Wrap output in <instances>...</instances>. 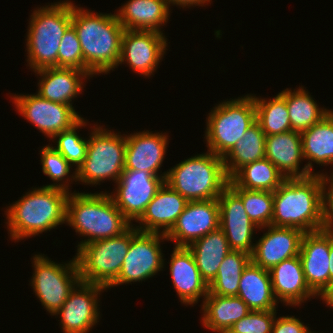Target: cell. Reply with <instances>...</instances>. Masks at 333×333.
Instances as JSON below:
<instances>
[{
    "label": "cell",
    "mask_w": 333,
    "mask_h": 333,
    "mask_svg": "<svg viewBox=\"0 0 333 333\" xmlns=\"http://www.w3.org/2000/svg\"><path fill=\"white\" fill-rule=\"evenodd\" d=\"M72 26L76 30L84 64L91 77L108 74L117 68L125 29L115 13H93L74 6L72 2Z\"/></svg>",
    "instance_id": "1"
},
{
    "label": "cell",
    "mask_w": 333,
    "mask_h": 333,
    "mask_svg": "<svg viewBox=\"0 0 333 333\" xmlns=\"http://www.w3.org/2000/svg\"><path fill=\"white\" fill-rule=\"evenodd\" d=\"M271 226L298 228L304 233L325 229L319 174L286 178L273 192Z\"/></svg>",
    "instance_id": "2"
},
{
    "label": "cell",
    "mask_w": 333,
    "mask_h": 333,
    "mask_svg": "<svg viewBox=\"0 0 333 333\" xmlns=\"http://www.w3.org/2000/svg\"><path fill=\"white\" fill-rule=\"evenodd\" d=\"M32 189L5 211L8 233L15 242L66 223V203L70 192L44 185Z\"/></svg>",
    "instance_id": "3"
},
{
    "label": "cell",
    "mask_w": 333,
    "mask_h": 333,
    "mask_svg": "<svg viewBox=\"0 0 333 333\" xmlns=\"http://www.w3.org/2000/svg\"><path fill=\"white\" fill-rule=\"evenodd\" d=\"M67 223L76 234L86 237L78 243V249L92 241L120 236L133 222L117 208L109 193L70 191L66 203Z\"/></svg>",
    "instance_id": "4"
},
{
    "label": "cell",
    "mask_w": 333,
    "mask_h": 333,
    "mask_svg": "<svg viewBox=\"0 0 333 333\" xmlns=\"http://www.w3.org/2000/svg\"><path fill=\"white\" fill-rule=\"evenodd\" d=\"M27 31V63L37 71L58 67V50L66 30L72 25V2L69 0L36 8Z\"/></svg>",
    "instance_id": "5"
},
{
    "label": "cell",
    "mask_w": 333,
    "mask_h": 333,
    "mask_svg": "<svg viewBox=\"0 0 333 333\" xmlns=\"http://www.w3.org/2000/svg\"><path fill=\"white\" fill-rule=\"evenodd\" d=\"M229 180L223 158L207 150L169 169L165 183L187 201H203L218 199Z\"/></svg>",
    "instance_id": "6"
},
{
    "label": "cell",
    "mask_w": 333,
    "mask_h": 333,
    "mask_svg": "<svg viewBox=\"0 0 333 333\" xmlns=\"http://www.w3.org/2000/svg\"><path fill=\"white\" fill-rule=\"evenodd\" d=\"M208 115L206 146L208 151L224 158L256 122L253 94L221 102Z\"/></svg>",
    "instance_id": "7"
},
{
    "label": "cell",
    "mask_w": 333,
    "mask_h": 333,
    "mask_svg": "<svg viewBox=\"0 0 333 333\" xmlns=\"http://www.w3.org/2000/svg\"><path fill=\"white\" fill-rule=\"evenodd\" d=\"M94 125L88 139L87 154L76 171V182L99 185L105 180L115 183L124 171L126 137ZM103 127V128H102Z\"/></svg>",
    "instance_id": "8"
},
{
    "label": "cell",
    "mask_w": 333,
    "mask_h": 333,
    "mask_svg": "<svg viewBox=\"0 0 333 333\" xmlns=\"http://www.w3.org/2000/svg\"><path fill=\"white\" fill-rule=\"evenodd\" d=\"M132 240V226L117 237L92 241L77 249L82 282L108 287L117 279Z\"/></svg>",
    "instance_id": "9"
},
{
    "label": "cell",
    "mask_w": 333,
    "mask_h": 333,
    "mask_svg": "<svg viewBox=\"0 0 333 333\" xmlns=\"http://www.w3.org/2000/svg\"><path fill=\"white\" fill-rule=\"evenodd\" d=\"M32 259L34 272L31 287L42 306L55 315L81 281L75 256L64 264L55 263L44 254H36Z\"/></svg>",
    "instance_id": "10"
},
{
    "label": "cell",
    "mask_w": 333,
    "mask_h": 333,
    "mask_svg": "<svg viewBox=\"0 0 333 333\" xmlns=\"http://www.w3.org/2000/svg\"><path fill=\"white\" fill-rule=\"evenodd\" d=\"M164 234L139 231L132 225V240L117 279L108 287L142 282L152 278L165 265L161 250Z\"/></svg>",
    "instance_id": "11"
},
{
    "label": "cell",
    "mask_w": 333,
    "mask_h": 333,
    "mask_svg": "<svg viewBox=\"0 0 333 333\" xmlns=\"http://www.w3.org/2000/svg\"><path fill=\"white\" fill-rule=\"evenodd\" d=\"M10 96L17 112L50 140L56 134L71 128L82 118L74 106L49 101L37 93Z\"/></svg>",
    "instance_id": "12"
},
{
    "label": "cell",
    "mask_w": 333,
    "mask_h": 333,
    "mask_svg": "<svg viewBox=\"0 0 333 333\" xmlns=\"http://www.w3.org/2000/svg\"><path fill=\"white\" fill-rule=\"evenodd\" d=\"M165 178L152 175L148 171L124 170L116 182L115 192L109 194L130 222L137 221L165 182Z\"/></svg>",
    "instance_id": "13"
},
{
    "label": "cell",
    "mask_w": 333,
    "mask_h": 333,
    "mask_svg": "<svg viewBox=\"0 0 333 333\" xmlns=\"http://www.w3.org/2000/svg\"><path fill=\"white\" fill-rule=\"evenodd\" d=\"M107 288L80 281L69 294L62 307L55 313L59 316L63 333H88L99 322L100 293ZM99 295V296H98Z\"/></svg>",
    "instance_id": "14"
},
{
    "label": "cell",
    "mask_w": 333,
    "mask_h": 333,
    "mask_svg": "<svg viewBox=\"0 0 333 333\" xmlns=\"http://www.w3.org/2000/svg\"><path fill=\"white\" fill-rule=\"evenodd\" d=\"M168 43L164 34L155 31L125 30L118 63H126L132 71L145 77L154 75Z\"/></svg>",
    "instance_id": "15"
},
{
    "label": "cell",
    "mask_w": 333,
    "mask_h": 333,
    "mask_svg": "<svg viewBox=\"0 0 333 333\" xmlns=\"http://www.w3.org/2000/svg\"><path fill=\"white\" fill-rule=\"evenodd\" d=\"M220 228L218 199L188 201L184 211L165 235L174 247H188L192 242Z\"/></svg>",
    "instance_id": "16"
},
{
    "label": "cell",
    "mask_w": 333,
    "mask_h": 333,
    "mask_svg": "<svg viewBox=\"0 0 333 333\" xmlns=\"http://www.w3.org/2000/svg\"><path fill=\"white\" fill-rule=\"evenodd\" d=\"M331 230L322 229L303 234L299 256L303 266L305 281L317 296L330 285L329 250Z\"/></svg>",
    "instance_id": "17"
},
{
    "label": "cell",
    "mask_w": 333,
    "mask_h": 333,
    "mask_svg": "<svg viewBox=\"0 0 333 333\" xmlns=\"http://www.w3.org/2000/svg\"><path fill=\"white\" fill-rule=\"evenodd\" d=\"M220 229L225 233L231 250L252 255L254 231L259 230L248 217L241 198L227 186L218 198Z\"/></svg>",
    "instance_id": "18"
},
{
    "label": "cell",
    "mask_w": 333,
    "mask_h": 333,
    "mask_svg": "<svg viewBox=\"0 0 333 333\" xmlns=\"http://www.w3.org/2000/svg\"><path fill=\"white\" fill-rule=\"evenodd\" d=\"M166 134L144 130L125 135L124 170L148 171L152 175L166 177L167 172L158 174L168 147L169 136Z\"/></svg>",
    "instance_id": "19"
},
{
    "label": "cell",
    "mask_w": 333,
    "mask_h": 333,
    "mask_svg": "<svg viewBox=\"0 0 333 333\" xmlns=\"http://www.w3.org/2000/svg\"><path fill=\"white\" fill-rule=\"evenodd\" d=\"M268 227V228H267ZM268 230L255 243L251 261L263 269L270 270L283 260L298 256L304 232L298 228L268 225L259 229Z\"/></svg>",
    "instance_id": "20"
},
{
    "label": "cell",
    "mask_w": 333,
    "mask_h": 333,
    "mask_svg": "<svg viewBox=\"0 0 333 333\" xmlns=\"http://www.w3.org/2000/svg\"><path fill=\"white\" fill-rule=\"evenodd\" d=\"M187 203L184 197L164 182L147 205L145 212L136 221H139V226L136 228L142 232L166 235L184 211Z\"/></svg>",
    "instance_id": "21"
},
{
    "label": "cell",
    "mask_w": 333,
    "mask_h": 333,
    "mask_svg": "<svg viewBox=\"0 0 333 333\" xmlns=\"http://www.w3.org/2000/svg\"><path fill=\"white\" fill-rule=\"evenodd\" d=\"M170 258V273L174 289L184 305L197 303L209 293V285L202 278L192 252L187 247H174Z\"/></svg>",
    "instance_id": "22"
},
{
    "label": "cell",
    "mask_w": 333,
    "mask_h": 333,
    "mask_svg": "<svg viewBox=\"0 0 333 333\" xmlns=\"http://www.w3.org/2000/svg\"><path fill=\"white\" fill-rule=\"evenodd\" d=\"M269 272L273 294L278 302L280 300L286 306L296 307L316 297L305 281L299 255L283 260L273 266Z\"/></svg>",
    "instance_id": "23"
},
{
    "label": "cell",
    "mask_w": 333,
    "mask_h": 333,
    "mask_svg": "<svg viewBox=\"0 0 333 333\" xmlns=\"http://www.w3.org/2000/svg\"><path fill=\"white\" fill-rule=\"evenodd\" d=\"M41 76L37 94L49 101L73 106L72 100L81 94L83 79H90L86 71L76 68L48 67L34 71Z\"/></svg>",
    "instance_id": "24"
},
{
    "label": "cell",
    "mask_w": 333,
    "mask_h": 333,
    "mask_svg": "<svg viewBox=\"0 0 333 333\" xmlns=\"http://www.w3.org/2000/svg\"><path fill=\"white\" fill-rule=\"evenodd\" d=\"M265 158L270 160L285 178H305L313 175L306 165L300 169V163L304 160L300 132L291 130L266 136Z\"/></svg>",
    "instance_id": "25"
},
{
    "label": "cell",
    "mask_w": 333,
    "mask_h": 333,
    "mask_svg": "<svg viewBox=\"0 0 333 333\" xmlns=\"http://www.w3.org/2000/svg\"><path fill=\"white\" fill-rule=\"evenodd\" d=\"M116 15L125 30L155 31L169 20L170 7L167 0H128Z\"/></svg>",
    "instance_id": "26"
},
{
    "label": "cell",
    "mask_w": 333,
    "mask_h": 333,
    "mask_svg": "<svg viewBox=\"0 0 333 333\" xmlns=\"http://www.w3.org/2000/svg\"><path fill=\"white\" fill-rule=\"evenodd\" d=\"M202 303V325L215 333H227L251 311L238 296L207 294Z\"/></svg>",
    "instance_id": "27"
},
{
    "label": "cell",
    "mask_w": 333,
    "mask_h": 333,
    "mask_svg": "<svg viewBox=\"0 0 333 333\" xmlns=\"http://www.w3.org/2000/svg\"><path fill=\"white\" fill-rule=\"evenodd\" d=\"M240 297L251 311L276 310L270 272L252 261L243 269L238 289Z\"/></svg>",
    "instance_id": "28"
},
{
    "label": "cell",
    "mask_w": 333,
    "mask_h": 333,
    "mask_svg": "<svg viewBox=\"0 0 333 333\" xmlns=\"http://www.w3.org/2000/svg\"><path fill=\"white\" fill-rule=\"evenodd\" d=\"M300 134L304 160L308 161L307 169L316 174L312 172L313 162L319 166L332 165L333 168V111Z\"/></svg>",
    "instance_id": "29"
},
{
    "label": "cell",
    "mask_w": 333,
    "mask_h": 333,
    "mask_svg": "<svg viewBox=\"0 0 333 333\" xmlns=\"http://www.w3.org/2000/svg\"><path fill=\"white\" fill-rule=\"evenodd\" d=\"M194 257L202 278L209 285L217 275L225 256L231 251L225 233L218 228L187 247Z\"/></svg>",
    "instance_id": "30"
},
{
    "label": "cell",
    "mask_w": 333,
    "mask_h": 333,
    "mask_svg": "<svg viewBox=\"0 0 333 333\" xmlns=\"http://www.w3.org/2000/svg\"><path fill=\"white\" fill-rule=\"evenodd\" d=\"M296 89L293 92L290 88L285 89V101L291 129L301 133L317 124L331 109L320 108L313 97L309 95L310 92L306 91L303 86Z\"/></svg>",
    "instance_id": "31"
},
{
    "label": "cell",
    "mask_w": 333,
    "mask_h": 333,
    "mask_svg": "<svg viewBox=\"0 0 333 333\" xmlns=\"http://www.w3.org/2000/svg\"><path fill=\"white\" fill-rule=\"evenodd\" d=\"M265 138L266 135L257 122L246 130L244 136L223 158L229 178L244 165L265 158Z\"/></svg>",
    "instance_id": "32"
},
{
    "label": "cell",
    "mask_w": 333,
    "mask_h": 333,
    "mask_svg": "<svg viewBox=\"0 0 333 333\" xmlns=\"http://www.w3.org/2000/svg\"><path fill=\"white\" fill-rule=\"evenodd\" d=\"M286 178L267 158L240 168L230 180L239 188L274 192Z\"/></svg>",
    "instance_id": "33"
},
{
    "label": "cell",
    "mask_w": 333,
    "mask_h": 333,
    "mask_svg": "<svg viewBox=\"0 0 333 333\" xmlns=\"http://www.w3.org/2000/svg\"><path fill=\"white\" fill-rule=\"evenodd\" d=\"M256 107V122L266 136L291 131L289 112L285 101V90L267 100L253 96Z\"/></svg>",
    "instance_id": "34"
},
{
    "label": "cell",
    "mask_w": 333,
    "mask_h": 333,
    "mask_svg": "<svg viewBox=\"0 0 333 333\" xmlns=\"http://www.w3.org/2000/svg\"><path fill=\"white\" fill-rule=\"evenodd\" d=\"M250 261V254L231 250L220 264L216 277L209 284L208 294L237 296L242 271Z\"/></svg>",
    "instance_id": "35"
},
{
    "label": "cell",
    "mask_w": 333,
    "mask_h": 333,
    "mask_svg": "<svg viewBox=\"0 0 333 333\" xmlns=\"http://www.w3.org/2000/svg\"><path fill=\"white\" fill-rule=\"evenodd\" d=\"M228 186L241 198L248 217L257 227L271 225L273 192L239 188L231 180Z\"/></svg>",
    "instance_id": "36"
},
{
    "label": "cell",
    "mask_w": 333,
    "mask_h": 333,
    "mask_svg": "<svg viewBox=\"0 0 333 333\" xmlns=\"http://www.w3.org/2000/svg\"><path fill=\"white\" fill-rule=\"evenodd\" d=\"M82 117L76 124L67 130L56 134L52 139L56 140L55 145L52 146L58 151L71 165L76 166L74 170L83 163L88 147V140L78 135V129L85 127L87 124ZM77 130V131H76Z\"/></svg>",
    "instance_id": "37"
},
{
    "label": "cell",
    "mask_w": 333,
    "mask_h": 333,
    "mask_svg": "<svg viewBox=\"0 0 333 333\" xmlns=\"http://www.w3.org/2000/svg\"><path fill=\"white\" fill-rule=\"evenodd\" d=\"M42 147L43 148L40 150L42 172L44 175H47L50 180L56 182L46 186L63 189L69 192L70 181L72 182L74 180L76 182V171H74L72 175H69L72 165L58 151H56L52 145Z\"/></svg>",
    "instance_id": "38"
},
{
    "label": "cell",
    "mask_w": 333,
    "mask_h": 333,
    "mask_svg": "<svg viewBox=\"0 0 333 333\" xmlns=\"http://www.w3.org/2000/svg\"><path fill=\"white\" fill-rule=\"evenodd\" d=\"M58 67L76 68L87 72L76 30L71 25L64 33L58 50Z\"/></svg>",
    "instance_id": "39"
},
{
    "label": "cell",
    "mask_w": 333,
    "mask_h": 333,
    "mask_svg": "<svg viewBox=\"0 0 333 333\" xmlns=\"http://www.w3.org/2000/svg\"><path fill=\"white\" fill-rule=\"evenodd\" d=\"M277 310L250 311L237 321L227 333H272Z\"/></svg>",
    "instance_id": "40"
},
{
    "label": "cell",
    "mask_w": 333,
    "mask_h": 333,
    "mask_svg": "<svg viewBox=\"0 0 333 333\" xmlns=\"http://www.w3.org/2000/svg\"><path fill=\"white\" fill-rule=\"evenodd\" d=\"M316 174H319L322 186V200H323V214H324L325 228L333 231V170L332 173H330L331 174L330 176L327 175V173L323 174L320 172H316Z\"/></svg>",
    "instance_id": "41"
},
{
    "label": "cell",
    "mask_w": 333,
    "mask_h": 333,
    "mask_svg": "<svg viewBox=\"0 0 333 333\" xmlns=\"http://www.w3.org/2000/svg\"><path fill=\"white\" fill-rule=\"evenodd\" d=\"M272 333H311V331L295 316H280L274 321Z\"/></svg>",
    "instance_id": "42"
},
{
    "label": "cell",
    "mask_w": 333,
    "mask_h": 333,
    "mask_svg": "<svg viewBox=\"0 0 333 333\" xmlns=\"http://www.w3.org/2000/svg\"><path fill=\"white\" fill-rule=\"evenodd\" d=\"M169 7L174 5L182 7V8H189V7H193V6H204V4L206 3V5H208L207 3H210L211 0H167Z\"/></svg>",
    "instance_id": "43"
},
{
    "label": "cell",
    "mask_w": 333,
    "mask_h": 333,
    "mask_svg": "<svg viewBox=\"0 0 333 333\" xmlns=\"http://www.w3.org/2000/svg\"><path fill=\"white\" fill-rule=\"evenodd\" d=\"M323 300L327 306L333 308V282L329 285V287L321 294L319 297Z\"/></svg>",
    "instance_id": "44"
},
{
    "label": "cell",
    "mask_w": 333,
    "mask_h": 333,
    "mask_svg": "<svg viewBox=\"0 0 333 333\" xmlns=\"http://www.w3.org/2000/svg\"><path fill=\"white\" fill-rule=\"evenodd\" d=\"M329 274L331 284L333 282V231H331V244L329 250Z\"/></svg>",
    "instance_id": "45"
}]
</instances>
